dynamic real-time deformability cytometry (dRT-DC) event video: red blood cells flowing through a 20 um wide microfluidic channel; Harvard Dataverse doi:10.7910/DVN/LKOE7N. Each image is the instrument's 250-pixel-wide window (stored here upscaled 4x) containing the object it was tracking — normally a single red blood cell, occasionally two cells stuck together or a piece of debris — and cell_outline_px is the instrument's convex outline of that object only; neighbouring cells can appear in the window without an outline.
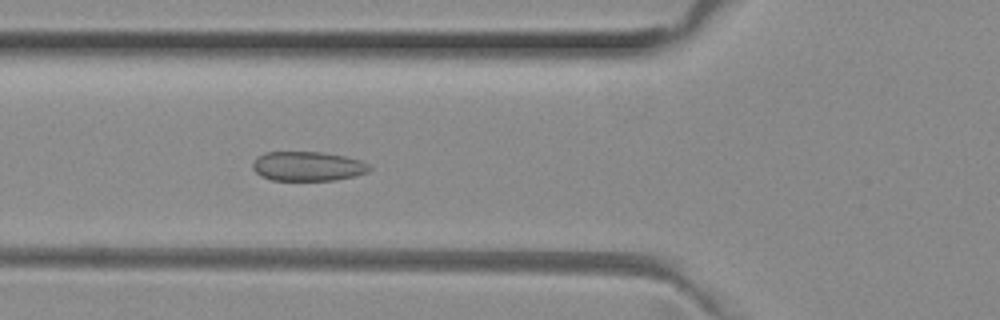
{"species": "common noctule bat (a hibernating species)", "species_latin": "Nyctalus noctula", "temperature_condition": "room temperature", "stored_images_in_passage": 13, "camera_frame_rate_fps": 3000, "um_per_image_px": 0.085, "animal": {"sex": "female", "body_mass_g": 29.2, "forearm_length_mm": 56.3}, "frame": {"image": 1, "passage_image": 4, "time_ms": 1.0, "image_size_px": [1000, 320], "cell_outline_px": [[372, 168], [368, 172], [356, 176], [336, 180], [272, 180], [260, 176], [252, 168], [252, 164], [264, 152], [324, 152], [344, 156], [360, 160], [368, 164]], "centroid_in_image_um": [26.18, 14.13], "position_along_channel_um": 99.6, "area_um2": 20.06}}
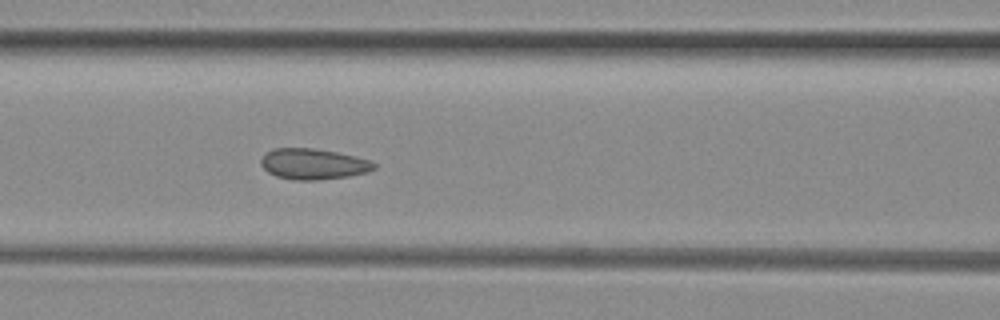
{"frame": {"image": 2, "passage_image": 7, "time_ms": 2.0, "image_size_px": [1000, 320], "cell_outline_px": [[376, 168], [368, 172], [348, 176], [316, 180], [296, 180], [276, 176], [268, 172], [260, 164], [260, 160], [272, 148], [312, 148], [336, 152], [356, 156], [368, 160], [376, 164]], "centroid_in_image_um": [26.63, 13.94], "position_along_channel_um": 140.0, "area_um2": 20.17}}
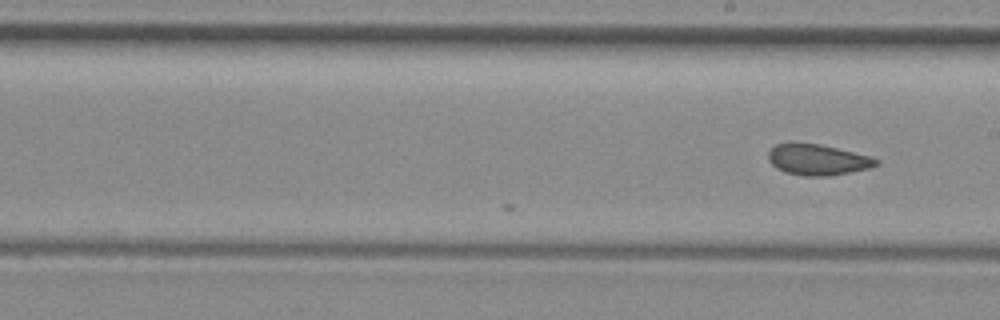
{"frame": {"image": 3, "passage_image": 13, "time_ms": 4.0, "image_size_px": [1000, 320], "cell_outline_px": [[880, 164], [872, 168], [828, 176], [804, 176], [784, 172], [776, 168], [768, 160], [768, 152], [776, 144], [820, 144], [872, 156], [880, 160]], "centroid_in_image_um": [69.56, 13.59], "position_along_channel_um": 219.4, "area_um2": 19.42}}